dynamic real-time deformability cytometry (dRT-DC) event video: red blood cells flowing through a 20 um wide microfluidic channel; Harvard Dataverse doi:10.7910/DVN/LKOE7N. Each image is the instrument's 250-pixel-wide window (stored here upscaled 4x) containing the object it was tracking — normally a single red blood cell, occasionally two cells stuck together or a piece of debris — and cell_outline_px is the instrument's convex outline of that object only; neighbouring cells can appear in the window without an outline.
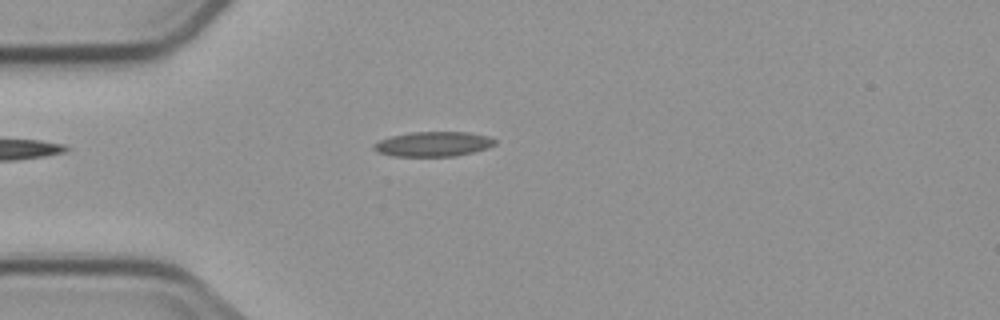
{"species": "common noctule bat (a hibernating species)", "species_latin": "Nyctalus noctula", "temperature_condition": "cold", "stored_images_in_passage": 4, "camera_frame_rate_fps": 3000, "um_per_image_px": 0.085, "animal": {"sex": "male", "body_mass_g": 23.1, "forearm_length_mm": 52.7}, "frame": {"image": 1, "passage_image": 4, "time_ms": 4.333, "image_size_px": [1000, 320], "cell_outline_px": [[496, 144], [488, 148], [456, 156], [392, 156], [376, 152], [372, 148], [372, 144], [380, 140], [392, 136], [412, 132], [468, 132], [488, 136], [496, 140]], "centroid_in_image_um": [36.81, 12.25], "position_along_channel_um": 48.2, "area_um2": 17.57}}